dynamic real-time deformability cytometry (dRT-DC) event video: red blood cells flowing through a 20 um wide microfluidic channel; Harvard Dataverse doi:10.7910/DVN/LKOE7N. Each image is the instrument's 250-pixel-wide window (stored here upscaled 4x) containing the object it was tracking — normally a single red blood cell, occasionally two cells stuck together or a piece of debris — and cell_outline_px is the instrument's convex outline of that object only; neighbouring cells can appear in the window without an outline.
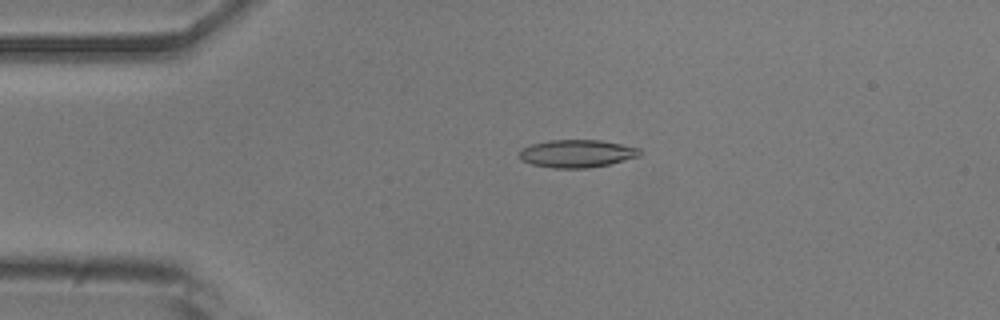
{"species": "common noctule bat (a hibernating species)", "species_latin": "Nyctalus noctula", "temperature_condition": "room temperature", "stored_images_in_passage": 4, "camera_frame_rate_fps": 3000, "um_per_image_px": 0.085, "animal": {"sex": "male", "body_mass_g": 20.5, "forearm_length_mm": 52.5}, "frame": {"image": 1, "passage_image": 3, "time_ms": 0.667, "image_size_px": [1000, 320], "cell_outline_px": [[644, 152], [640, 156], [608, 164], [588, 168], [552, 168], [532, 164], [520, 160], [516, 152], [520, 148], [532, 144], [548, 140], [600, 140], [640, 148]], "centroid_in_image_um": [48.99, 13.05], "position_along_channel_um": 36.0, "area_um2": 19.71}}